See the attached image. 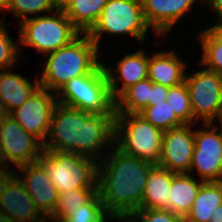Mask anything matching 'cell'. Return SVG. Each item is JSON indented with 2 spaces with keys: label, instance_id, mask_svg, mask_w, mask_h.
<instances>
[{
  "label": "cell",
  "instance_id": "ffe728a7",
  "mask_svg": "<svg viewBox=\"0 0 222 222\" xmlns=\"http://www.w3.org/2000/svg\"><path fill=\"white\" fill-rule=\"evenodd\" d=\"M176 173L155 165L149 172L139 209L169 210V193Z\"/></svg>",
  "mask_w": 222,
  "mask_h": 222
},
{
  "label": "cell",
  "instance_id": "d4e9b609",
  "mask_svg": "<svg viewBox=\"0 0 222 222\" xmlns=\"http://www.w3.org/2000/svg\"><path fill=\"white\" fill-rule=\"evenodd\" d=\"M97 193L98 188L70 189L59 193L54 211L48 219L59 222L77 210L78 207L87 204Z\"/></svg>",
  "mask_w": 222,
  "mask_h": 222
},
{
  "label": "cell",
  "instance_id": "7a4b0ae2",
  "mask_svg": "<svg viewBox=\"0 0 222 222\" xmlns=\"http://www.w3.org/2000/svg\"><path fill=\"white\" fill-rule=\"evenodd\" d=\"M112 150L98 163V192L112 219L127 218L142 205L147 177L155 165L116 146Z\"/></svg>",
  "mask_w": 222,
  "mask_h": 222
},
{
  "label": "cell",
  "instance_id": "3957f363",
  "mask_svg": "<svg viewBox=\"0 0 222 222\" xmlns=\"http://www.w3.org/2000/svg\"><path fill=\"white\" fill-rule=\"evenodd\" d=\"M83 35L48 54L43 74L38 78L40 87L58 92L72 78L90 74L102 63L95 42L86 33Z\"/></svg>",
  "mask_w": 222,
  "mask_h": 222
},
{
  "label": "cell",
  "instance_id": "5bb4252c",
  "mask_svg": "<svg viewBox=\"0 0 222 222\" xmlns=\"http://www.w3.org/2000/svg\"><path fill=\"white\" fill-rule=\"evenodd\" d=\"M191 124L164 131L158 166L173 173L190 172L194 150V131Z\"/></svg>",
  "mask_w": 222,
  "mask_h": 222
},
{
  "label": "cell",
  "instance_id": "4316f807",
  "mask_svg": "<svg viewBox=\"0 0 222 222\" xmlns=\"http://www.w3.org/2000/svg\"><path fill=\"white\" fill-rule=\"evenodd\" d=\"M139 114H141L154 127H157L162 131L183 125V123L175 116L166 101L149 103L148 107Z\"/></svg>",
  "mask_w": 222,
  "mask_h": 222
},
{
  "label": "cell",
  "instance_id": "4dcf8cb0",
  "mask_svg": "<svg viewBox=\"0 0 222 222\" xmlns=\"http://www.w3.org/2000/svg\"><path fill=\"white\" fill-rule=\"evenodd\" d=\"M19 45H16L9 37L4 19L0 22V71L12 69V65L18 60ZM18 52V53H17Z\"/></svg>",
  "mask_w": 222,
  "mask_h": 222
},
{
  "label": "cell",
  "instance_id": "cb8c5ba5",
  "mask_svg": "<svg viewBox=\"0 0 222 222\" xmlns=\"http://www.w3.org/2000/svg\"><path fill=\"white\" fill-rule=\"evenodd\" d=\"M151 80L137 82L127 88L116 100V113H140L149 105Z\"/></svg>",
  "mask_w": 222,
  "mask_h": 222
},
{
  "label": "cell",
  "instance_id": "8fae6325",
  "mask_svg": "<svg viewBox=\"0 0 222 222\" xmlns=\"http://www.w3.org/2000/svg\"><path fill=\"white\" fill-rule=\"evenodd\" d=\"M17 176L11 171L0 175V222H44L46 218Z\"/></svg>",
  "mask_w": 222,
  "mask_h": 222
},
{
  "label": "cell",
  "instance_id": "5b68a950",
  "mask_svg": "<svg viewBox=\"0 0 222 222\" xmlns=\"http://www.w3.org/2000/svg\"><path fill=\"white\" fill-rule=\"evenodd\" d=\"M164 131L139 113H116L114 143L122 152L158 165Z\"/></svg>",
  "mask_w": 222,
  "mask_h": 222
},
{
  "label": "cell",
  "instance_id": "7bdbcfd3",
  "mask_svg": "<svg viewBox=\"0 0 222 222\" xmlns=\"http://www.w3.org/2000/svg\"><path fill=\"white\" fill-rule=\"evenodd\" d=\"M59 222H81V221H59Z\"/></svg>",
  "mask_w": 222,
  "mask_h": 222
},
{
  "label": "cell",
  "instance_id": "74e56055",
  "mask_svg": "<svg viewBox=\"0 0 222 222\" xmlns=\"http://www.w3.org/2000/svg\"><path fill=\"white\" fill-rule=\"evenodd\" d=\"M57 9H63L70 0H52Z\"/></svg>",
  "mask_w": 222,
  "mask_h": 222
},
{
  "label": "cell",
  "instance_id": "f35d334b",
  "mask_svg": "<svg viewBox=\"0 0 222 222\" xmlns=\"http://www.w3.org/2000/svg\"><path fill=\"white\" fill-rule=\"evenodd\" d=\"M9 3V0H0V11H5L7 5Z\"/></svg>",
  "mask_w": 222,
  "mask_h": 222
},
{
  "label": "cell",
  "instance_id": "52a82bcc",
  "mask_svg": "<svg viewBox=\"0 0 222 222\" xmlns=\"http://www.w3.org/2000/svg\"><path fill=\"white\" fill-rule=\"evenodd\" d=\"M54 13L53 16H36L19 22L17 43L33 47L37 52L50 54L67 46L81 34L62 9H57Z\"/></svg>",
  "mask_w": 222,
  "mask_h": 222
},
{
  "label": "cell",
  "instance_id": "60d3db41",
  "mask_svg": "<svg viewBox=\"0 0 222 222\" xmlns=\"http://www.w3.org/2000/svg\"><path fill=\"white\" fill-rule=\"evenodd\" d=\"M216 118H218L219 119V121H220V125H221V133H222V108L220 109V111L218 112V115H217V117Z\"/></svg>",
  "mask_w": 222,
  "mask_h": 222
},
{
  "label": "cell",
  "instance_id": "484cf974",
  "mask_svg": "<svg viewBox=\"0 0 222 222\" xmlns=\"http://www.w3.org/2000/svg\"><path fill=\"white\" fill-rule=\"evenodd\" d=\"M171 110L183 124H192L195 120L192 113L188 88L185 82L172 86L166 98Z\"/></svg>",
  "mask_w": 222,
  "mask_h": 222
},
{
  "label": "cell",
  "instance_id": "d590c367",
  "mask_svg": "<svg viewBox=\"0 0 222 222\" xmlns=\"http://www.w3.org/2000/svg\"><path fill=\"white\" fill-rule=\"evenodd\" d=\"M209 222H222V204L215 209Z\"/></svg>",
  "mask_w": 222,
  "mask_h": 222
},
{
  "label": "cell",
  "instance_id": "ab89813d",
  "mask_svg": "<svg viewBox=\"0 0 222 222\" xmlns=\"http://www.w3.org/2000/svg\"><path fill=\"white\" fill-rule=\"evenodd\" d=\"M3 165V166H2ZM7 172H9L8 170L6 171L5 169H4V164H3V162H2V156H1V153H0V175H3V174H5V173H7Z\"/></svg>",
  "mask_w": 222,
  "mask_h": 222
},
{
  "label": "cell",
  "instance_id": "ba28073f",
  "mask_svg": "<svg viewBox=\"0 0 222 222\" xmlns=\"http://www.w3.org/2000/svg\"><path fill=\"white\" fill-rule=\"evenodd\" d=\"M149 28L141 0H107L97 22L86 34L99 48L103 32L116 35L129 34L143 42Z\"/></svg>",
  "mask_w": 222,
  "mask_h": 222
},
{
  "label": "cell",
  "instance_id": "e0dca14e",
  "mask_svg": "<svg viewBox=\"0 0 222 222\" xmlns=\"http://www.w3.org/2000/svg\"><path fill=\"white\" fill-rule=\"evenodd\" d=\"M105 69L110 92L114 100H116L127 88L135 85L137 82L148 78V56L143 49L135 53L127 54L118 62L116 68L117 76H114L111 66L107 67L103 64ZM116 77V78H115ZM122 81V87L119 88L118 80Z\"/></svg>",
  "mask_w": 222,
  "mask_h": 222
},
{
  "label": "cell",
  "instance_id": "8d00e7d4",
  "mask_svg": "<svg viewBox=\"0 0 222 222\" xmlns=\"http://www.w3.org/2000/svg\"><path fill=\"white\" fill-rule=\"evenodd\" d=\"M9 116L4 104L0 101V124Z\"/></svg>",
  "mask_w": 222,
  "mask_h": 222
},
{
  "label": "cell",
  "instance_id": "603a6c76",
  "mask_svg": "<svg viewBox=\"0 0 222 222\" xmlns=\"http://www.w3.org/2000/svg\"><path fill=\"white\" fill-rule=\"evenodd\" d=\"M106 3L107 0H70L62 11L83 34L97 22Z\"/></svg>",
  "mask_w": 222,
  "mask_h": 222
},
{
  "label": "cell",
  "instance_id": "e575fe53",
  "mask_svg": "<svg viewBox=\"0 0 222 222\" xmlns=\"http://www.w3.org/2000/svg\"><path fill=\"white\" fill-rule=\"evenodd\" d=\"M203 2L209 4L216 11L219 18L222 17V0H203Z\"/></svg>",
  "mask_w": 222,
  "mask_h": 222
},
{
  "label": "cell",
  "instance_id": "1f68e13d",
  "mask_svg": "<svg viewBox=\"0 0 222 222\" xmlns=\"http://www.w3.org/2000/svg\"><path fill=\"white\" fill-rule=\"evenodd\" d=\"M127 218L131 222H184L181 216L163 209H138Z\"/></svg>",
  "mask_w": 222,
  "mask_h": 222
},
{
  "label": "cell",
  "instance_id": "ac0fdd59",
  "mask_svg": "<svg viewBox=\"0 0 222 222\" xmlns=\"http://www.w3.org/2000/svg\"><path fill=\"white\" fill-rule=\"evenodd\" d=\"M173 51L157 52L148 57V78L156 84L172 87L185 82L186 64Z\"/></svg>",
  "mask_w": 222,
  "mask_h": 222
},
{
  "label": "cell",
  "instance_id": "2e32d148",
  "mask_svg": "<svg viewBox=\"0 0 222 222\" xmlns=\"http://www.w3.org/2000/svg\"><path fill=\"white\" fill-rule=\"evenodd\" d=\"M197 1L203 0H141L145 20L156 35L168 33Z\"/></svg>",
  "mask_w": 222,
  "mask_h": 222
},
{
  "label": "cell",
  "instance_id": "44dd1931",
  "mask_svg": "<svg viewBox=\"0 0 222 222\" xmlns=\"http://www.w3.org/2000/svg\"><path fill=\"white\" fill-rule=\"evenodd\" d=\"M204 181L194 180L189 173H176L170 188L169 210L183 219L189 213Z\"/></svg>",
  "mask_w": 222,
  "mask_h": 222
},
{
  "label": "cell",
  "instance_id": "4fadbf2b",
  "mask_svg": "<svg viewBox=\"0 0 222 222\" xmlns=\"http://www.w3.org/2000/svg\"><path fill=\"white\" fill-rule=\"evenodd\" d=\"M50 91L39 87L28 99L9 115L28 133L44 143L50 127L57 98Z\"/></svg>",
  "mask_w": 222,
  "mask_h": 222
},
{
  "label": "cell",
  "instance_id": "836d02e7",
  "mask_svg": "<svg viewBox=\"0 0 222 222\" xmlns=\"http://www.w3.org/2000/svg\"><path fill=\"white\" fill-rule=\"evenodd\" d=\"M218 43L222 44V17L217 20L216 25L205 29Z\"/></svg>",
  "mask_w": 222,
  "mask_h": 222
},
{
  "label": "cell",
  "instance_id": "f1b7e54d",
  "mask_svg": "<svg viewBox=\"0 0 222 222\" xmlns=\"http://www.w3.org/2000/svg\"><path fill=\"white\" fill-rule=\"evenodd\" d=\"M107 216L110 218L98 192L87 204L78 207L60 221L106 222Z\"/></svg>",
  "mask_w": 222,
  "mask_h": 222
},
{
  "label": "cell",
  "instance_id": "f546056e",
  "mask_svg": "<svg viewBox=\"0 0 222 222\" xmlns=\"http://www.w3.org/2000/svg\"><path fill=\"white\" fill-rule=\"evenodd\" d=\"M14 13L15 17L21 18L22 22L28 19L27 14H38L43 12L52 13L57 8L53 4L52 0H9V3L5 9Z\"/></svg>",
  "mask_w": 222,
  "mask_h": 222
},
{
  "label": "cell",
  "instance_id": "7c38bea8",
  "mask_svg": "<svg viewBox=\"0 0 222 222\" xmlns=\"http://www.w3.org/2000/svg\"><path fill=\"white\" fill-rule=\"evenodd\" d=\"M206 129L194 130V150L190 172L196 167L204 182L222 181V133L217 126L203 123ZM211 125V126H210ZM218 131V132H217Z\"/></svg>",
  "mask_w": 222,
  "mask_h": 222
},
{
  "label": "cell",
  "instance_id": "d6a6232c",
  "mask_svg": "<svg viewBox=\"0 0 222 222\" xmlns=\"http://www.w3.org/2000/svg\"><path fill=\"white\" fill-rule=\"evenodd\" d=\"M169 92V87L161 84H156L151 81V95L149 103H160L166 101Z\"/></svg>",
  "mask_w": 222,
  "mask_h": 222
},
{
  "label": "cell",
  "instance_id": "9c48e42d",
  "mask_svg": "<svg viewBox=\"0 0 222 222\" xmlns=\"http://www.w3.org/2000/svg\"><path fill=\"white\" fill-rule=\"evenodd\" d=\"M194 119L201 117L204 123H213L222 108V76L203 69L186 75Z\"/></svg>",
  "mask_w": 222,
  "mask_h": 222
},
{
  "label": "cell",
  "instance_id": "30bf717a",
  "mask_svg": "<svg viewBox=\"0 0 222 222\" xmlns=\"http://www.w3.org/2000/svg\"><path fill=\"white\" fill-rule=\"evenodd\" d=\"M39 141L9 115L0 124V153L4 167H8L9 161L17 168L37 162L44 151L43 143Z\"/></svg>",
  "mask_w": 222,
  "mask_h": 222
},
{
  "label": "cell",
  "instance_id": "6da1fadb",
  "mask_svg": "<svg viewBox=\"0 0 222 222\" xmlns=\"http://www.w3.org/2000/svg\"><path fill=\"white\" fill-rule=\"evenodd\" d=\"M115 115L88 113L57 103L43 150L99 158L104 144L114 142Z\"/></svg>",
  "mask_w": 222,
  "mask_h": 222
},
{
  "label": "cell",
  "instance_id": "277c9868",
  "mask_svg": "<svg viewBox=\"0 0 222 222\" xmlns=\"http://www.w3.org/2000/svg\"><path fill=\"white\" fill-rule=\"evenodd\" d=\"M54 95L57 103L84 112L116 114L115 100L102 63L92 73L72 78Z\"/></svg>",
  "mask_w": 222,
  "mask_h": 222
},
{
  "label": "cell",
  "instance_id": "8992f818",
  "mask_svg": "<svg viewBox=\"0 0 222 222\" xmlns=\"http://www.w3.org/2000/svg\"><path fill=\"white\" fill-rule=\"evenodd\" d=\"M38 162L59 193L79 188H98V163L74 153L43 151Z\"/></svg>",
  "mask_w": 222,
  "mask_h": 222
},
{
  "label": "cell",
  "instance_id": "7402d4cb",
  "mask_svg": "<svg viewBox=\"0 0 222 222\" xmlns=\"http://www.w3.org/2000/svg\"><path fill=\"white\" fill-rule=\"evenodd\" d=\"M222 204V181L204 182L184 222H209L213 212Z\"/></svg>",
  "mask_w": 222,
  "mask_h": 222
},
{
  "label": "cell",
  "instance_id": "83f0119b",
  "mask_svg": "<svg viewBox=\"0 0 222 222\" xmlns=\"http://www.w3.org/2000/svg\"><path fill=\"white\" fill-rule=\"evenodd\" d=\"M199 36L203 49L201 66L222 76V44L218 43L206 30Z\"/></svg>",
  "mask_w": 222,
  "mask_h": 222
},
{
  "label": "cell",
  "instance_id": "b9f144b4",
  "mask_svg": "<svg viewBox=\"0 0 222 222\" xmlns=\"http://www.w3.org/2000/svg\"><path fill=\"white\" fill-rule=\"evenodd\" d=\"M117 220H120L121 222H131L128 218H115Z\"/></svg>",
  "mask_w": 222,
  "mask_h": 222
},
{
  "label": "cell",
  "instance_id": "d6986e66",
  "mask_svg": "<svg viewBox=\"0 0 222 222\" xmlns=\"http://www.w3.org/2000/svg\"><path fill=\"white\" fill-rule=\"evenodd\" d=\"M36 80L33 85L30 80L22 75L10 72V69L1 70L0 101L4 104L8 114L23 105L40 87L39 80Z\"/></svg>",
  "mask_w": 222,
  "mask_h": 222
},
{
  "label": "cell",
  "instance_id": "9a60e30c",
  "mask_svg": "<svg viewBox=\"0 0 222 222\" xmlns=\"http://www.w3.org/2000/svg\"><path fill=\"white\" fill-rule=\"evenodd\" d=\"M18 168L25 173L24 177L21 174L20 180L36 208L46 219L49 218L56 206L59 192L50 181L45 168L38 161Z\"/></svg>",
  "mask_w": 222,
  "mask_h": 222
}]
</instances>
